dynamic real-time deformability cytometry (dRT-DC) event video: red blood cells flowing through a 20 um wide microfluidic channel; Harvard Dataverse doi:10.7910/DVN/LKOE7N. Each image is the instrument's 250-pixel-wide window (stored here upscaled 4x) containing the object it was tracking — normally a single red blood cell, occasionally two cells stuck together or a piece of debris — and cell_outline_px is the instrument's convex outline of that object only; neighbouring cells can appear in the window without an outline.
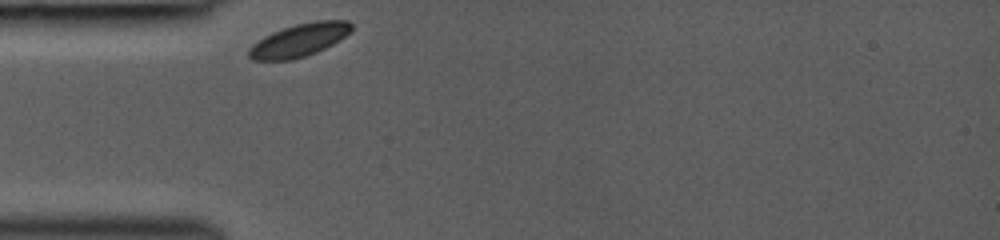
{"species": "common noctule bat (a hibernating species)", "species_latin": "Nyctalus noctula", "temperature_condition": "room temperature", "stored_images_in_passage": 40, "camera_frame_rate_fps": 3000, "um_per_image_px": 0.085, "animal": {"sex": "female", "body_mass_g": 19.0, "forearm_length_mm": 53.3}, "frame": {"image": 1, "passage_image": 1, "time_ms": 0.0, "image_size_px": [1000, 240], "cell_outline_px": [[352, 28], [344, 36], [332, 44], [316, 52], [292, 60], [252, 60], [248, 56], [248, 48], [252, 44], [264, 36], [272, 32], [296, 24], [316, 20], [348, 20], [352, 24]], "centroid_in_image_um": [25.4, 3.41], "position_along_channel_um": 59.6, "area_um2": 19.54}}
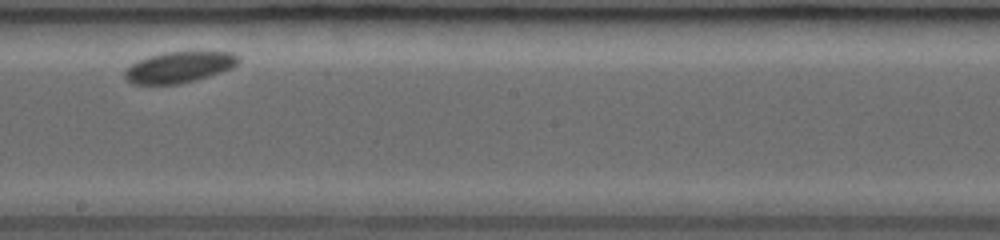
{"frame": {"image": 2, "passage_image": 17, "time_ms": 4.667, "image_size_px": [1000, 240], "cell_outline_px": [[240, 60], [232, 68], [208, 76], [180, 84], [132, 84], [124, 76], [124, 72], [136, 60], [160, 52], [232, 52], [240, 56]], "centroid_in_image_um": [15.22, 5.7], "position_along_channel_um": 233.0, "area_um2": 20.52}}
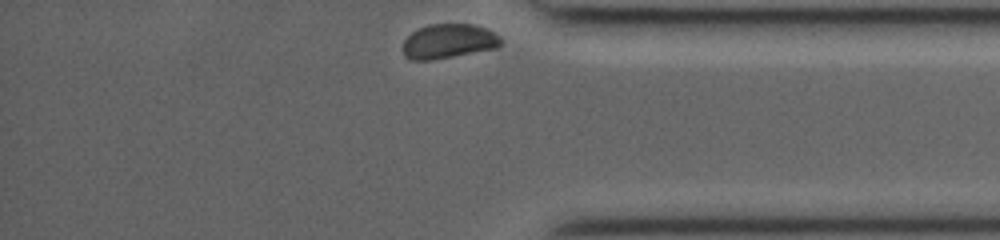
{"frame": {"image": 3, "passage_image": 39, "time_ms": 9.0, "image_size_px": [1000, 240], "cell_outline_px": [[500, 44], [496, 48], [452, 56], [428, 60], [408, 60], [404, 56], [404, 40], [412, 32], [428, 24], [472, 24], [484, 28], [500, 36]], "centroid_in_image_um": [38.09, 3.5], "position_along_channel_um": 397.1, "area_um2": 19.36}}